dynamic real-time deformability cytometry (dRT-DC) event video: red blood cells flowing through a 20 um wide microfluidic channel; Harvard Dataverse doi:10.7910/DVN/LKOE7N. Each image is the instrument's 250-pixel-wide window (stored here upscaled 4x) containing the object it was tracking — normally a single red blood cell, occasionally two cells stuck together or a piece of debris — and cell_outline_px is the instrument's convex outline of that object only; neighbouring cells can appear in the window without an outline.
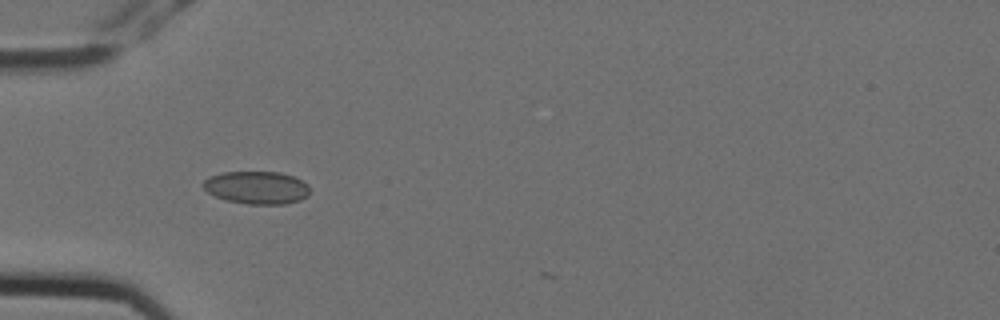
{"species": "Egyptian fruit bat (a non-hibernating species)", "species_latin": "Rousettus aegyptiacus", "temperature_condition": "cold", "stored_images_in_passage": 8, "camera_frame_rate_fps": 3000, "um_per_image_px": 0.085, "animal": {"sex": "female"}, "frame": {"image": 1, "passage_image": 6, "time_ms": 1.667, "image_size_px": [1000, 320], "cell_outline_px": [[308, 196], [300, 200], [284, 204], [248, 204], [228, 200], [216, 196], [208, 192], [204, 188], [204, 180], [208, 176], [224, 172], [280, 172], [292, 176], [308, 184]], "centroid_in_image_um": [21.82, 15.94], "position_along_channel_um": 63.2, "area_um2": 20.17}}
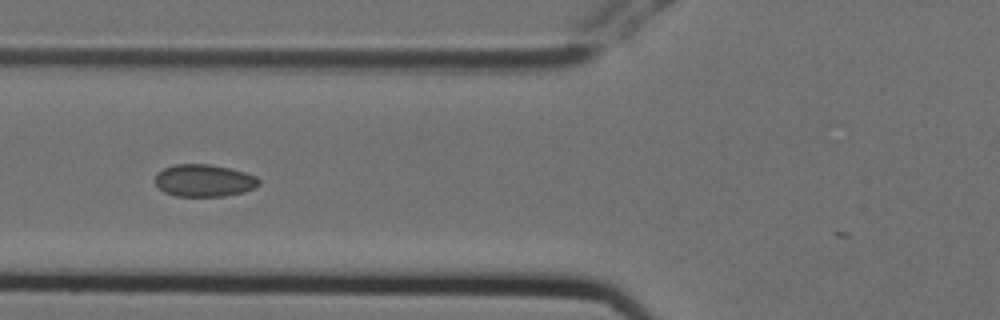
{"frame": {"image": 2, "passage_image": 7, "time_ms": 2.0, "image_size_px": [1000, 320], "cell_outline_px": [[260, 184], [244, 192], [224, 196], [176, 196], [164, 192], [156, 184], [156, 176], [164, 168], [176, 164], [208, 164], [228, 168], [244, 172], [256, 176], [260, 180]], "centroid_in_image_um": [17.36, 15.35], "position_along_channel_um": 108.4, "area_um2": 19.31}}
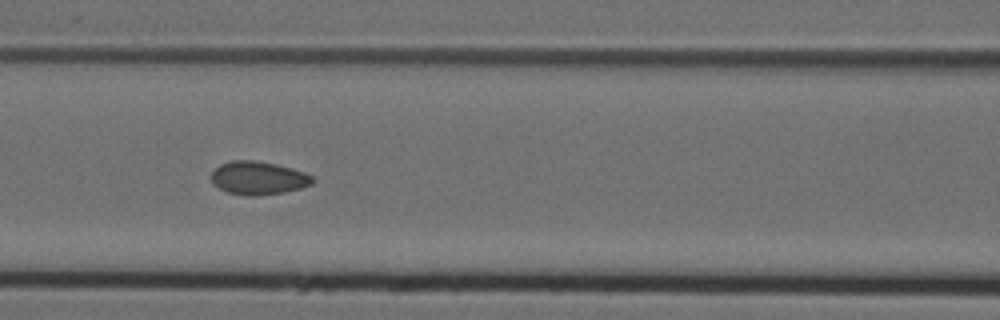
{"frame": {"image": 3, "passage_image": 8, "time_ms": 2.333, "image_size_px": [1000, 320], "cell_outline_px": [[316, 180], [312, 184], [300, 188], [284, 192], [256, 196], [248, 196], [228, 192], [212, 184], [212, 172], [220, 164], [232, 160], [252, 160], [276, 164], [292, 168], [304, 172], [312, 176]], "centroid_in_image_um": [21.97, 15.13], "position_along_channel_um": 144.6, "area_um2": 19.59}}